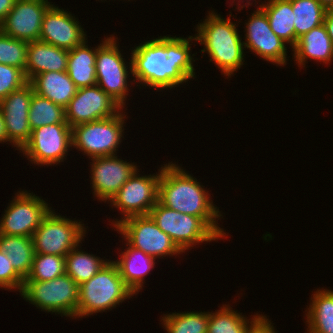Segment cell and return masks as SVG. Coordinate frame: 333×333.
Instances as JSON below:
<instances>
[{
	"mask_svg": "<svg viewBox=\"0 0 333 333\" xmlns=\"http://www.w3.org/2000/svg\"><path fill=\"white\" fill-rule=\"evenodd\" d=\"M192 41H197L195 35L188 38L164 35L134 46L130 58L136 87L171 90L195 79L193 62L198 59L193 58L196 55L191 51Z\"/></svg>",
	"mask_w": 333,
	"mask_h": 333,
	"instance_id": "1",
	"label": "cell"
},
{
	"mask_svg": "<svg viewBox=\"0 0 333 333\" xmlns=\"http://www.w3.org/2000/svg\"><path fill=\"white\" fill-rule=\"evenodd\" d=\"M164 165V166H163ZM161 165L158 201L175 211L200 217L220 238L226 239L227 232L219 227L223 216L211 200L209 191L178 163Z\"/></svg>",
	"mask_w": 333,
	"mask_h": 333,
	"instance_id": "2",
	"label": "cell"
},
{
	"mask_svg": "<svg viewBox=\"0 0 333 333\" xmlns=\"http://www.w3.org/2000/svg\"><path fill=\"white\" fill-rule=\"evenodd\" d=\"M211 11V12H210ZM207 11L205 20L195 26L196 42L203 46L200 53H208L221 73L231 78L245 63V47L238 24L231 21L232 13L226 19L214 10Z\"/></svg>",
	"mask_w": 333,
	"mask_h": 333,
	"instance_id": "3",
	"label": "cell"
},
{
	"mask_svg": "<svg viewBox=\"0 0 333 333\" xmlns=\"http://www.w3.org/2000/svg\"><path fill=\"white\" fill-rule=\"evenodd\" d=\"M134 295L110 259L92 278L79 285L77 318L113 310Z\"/></svg>",
	"mask_w": 333,
	"mask_h": 333,
	"instance_id": "4",
	"label": "cell"
},
{
	"mask_svg": "<svg viewBox=\"0 0 333 333\" xmlns=\"http://www.w3.org/2000/svg\"><path fill=\"white\" fill-rule=\"evenodd\" d=\"M117 40L118 37L116 38L112 34L109 37H105L101 41L102 43L98 44L95 62L96 82L101 89L124 109L129 95L128 92L130 91L129 87H132L135 81H129V77H133L132 62L131 59H128L129 62H127L123 58L124 55L119 49Z\"/></svg>",
	"mask_w": 333,
	"mask_h": 333,
	"instance_id": "5",
	"label": "cell"
},
{
	"mask_svg": "<svg viewBox=\"0 0 333 333\" xmlns=\"http://www.w3.org/2000/svg\"><path fill=\"white\" fill-rule=\"evenodd\" d=\"M20 295L45 313L77 318L79 285L66 273L50 281H24Z\"/></svg>",
	"mask_w": 333,
	"mask_h": 333,
	"instance_id": "6",
	"label": "cell"
},
{
	"mask_svg": "<svg viewBox=\"0 0 333 333\" xmlns=\"http://www.w3.org/2000/svg\"><path fill=\"white\" fill-rule=\"evenodd\" d=\"M126 114L122 109L113 117L72 127V148L90 159L117 155L124 138Z\"/></svg>",
	"mask_w": 333,
	"mask_h": 333,
	"instance_id": "7",
	"label": "cell"
},
{
	"mask_svg": "<svg viewBox=\"0 0 333 333\" xmlns=\"http://www.w3.org/2000/svg\"><path fill=\"white\" fill-rule=\"evenodd\" d=\"M148 215L183 253L198 244L218 242L221 239L200 217L180 213L159 201Z\"/></svg>",
	"mask_w": 333,
	"mask_h": 333,
	"instance_id": "8",
	"label": "cell"
},
{
	"mask_svg": "<svg viewBox=\"0 0 333 333\" xmlns=\"http://www.w3.org/2000/svg\"><path fill=\"white\" fill-rule=\"evenodd\" d=\"M50 211L42 219L32 239L34 252L66 256L72 249L84 241L87 227L80 220H73Z\"/></svg>",
	"mask_w": 333,
	"mask_h": 333,
	"instance_id": "9",
	"label": "cell"
},
{
	"mask_svg": "<svg viewBox=\"0 0 333 333\" xmlns=\"http://www.w3.org/2000/svg\"><path fill=\"white\" fill-rule=\"evenodd\" d=\"M153 175H141L139 170L126 181L108 202L109 206L120 210L121 218H113L111 225L115 227L120 221L130 216L148 215L158 202L161 167ZM141 175V176H140ZM113 206V207H112Z\"/></svg>",
	"mask_w": 333,
	"mask_h": 333,
	"instance_id": "10",
	"label": "cell"
},
{
	"mask_svg": "<svg viewBox=\"0 0 333 333\" xmlns=\"http://www.w3.org/2000/svg\"><path fill=\"white\" fill-rule=\"evenodd\" d=\"M113 229L122 235V242L125 239L124 241L131 247L155 259L183 254L170 236L164 233L149 215L127 217Z\"/></svg>",
	"mask_w": 333,
	"mask_h": 333,
	"instance_id": "11",
	"label": "cell"
},
{
	"mask_svg": "<svg viewBox=\"0 0 333 333\" xmlns=\"http://www.w3.org/2000/svg\"><path fill=\"white\" fill-rule=\"evenodd\" d=\"M70 148L72 128L69 124H51L32 130L29 142L18 153H23L35 166L48 167L64 163Z\"/></svg>",
	"mask_w": 333,
	"mask_h": 333,
	"instance_id": "12",
	"label": "cell"
},
{
	"mask_svg": "<svg viewBox=\"0 0 333 333\" xmlns=\"http://www.w3.org/2000/svg\"><path fill=\"white\" fill-rule=\"evenodd\" d=\"M14 194L1 216L0 234L32 237L52 207L33 192L20 189Z\"/></svg>",
	"mask_w": 333,
	"mask_h": 333,
	"instance_id": "13",
	"label": "cell"
},
{
	"mask_svg": "<svg viewBox=\"0 0 333 333\" xmlns=\"http://www.w3.org/2000/svg\"><path fill=\"white\" fill-rule=\"evenodd\" d=\"M263 1L245 22V49L255 53L260 59L276 66L287 65V43L278 37L271 29L266 13L261 9Z\"/></svg>",
	"mask_w": 333,
	"mask_h": 333,
	"instance_id": "14",
	"label": "cell"
},
{
	"mask_svg": "<svg viewBox=\"0 0 333 333\" xmlns=\"http://www.w3.org/2000/svg\"><path fill=\"white\" fill-rule=\"evenodd\" d=\"M123 108L98 85L78 88L65 108L66 122L74 126L113 117Z\"/></svg>",
	"mask_w": 333,
	"mask_h": 333,
	"instance_id": "15",
	"label": "cell"
},
{
	"mask_svg": "<svg viewBox=\"0 0 333 333\" xmlns=\"http://www.w3.org/2000/svg\"><path fill=\"white\" fill-rule=\"evenodd\" d=\"M90 188L98 201L108 203L126 181L136 172L138 166L118 155L91 158Z\"/></svg>",
	"mask_w": 333,
	"mask_h": 333,
	"instance_id": "16",
	"label": "cell"
},
{
	"mask_svg": "<svg viewBox=\"0 0 333 333\" xmlns=\"http://www.w3.org/2000/svg\"><path fill=\"white\" fill-rule=\"evenodd\" d=\"M33 93V86L28 82L0 101L8 142L19 152L32 135L28 114Z\"/></svg>",
	"mask_w": 333,
	"mask_h": 333,
	"instance_id": "17",
	"label": "cell"
},
{
	"mask_svg": "<svg viewBox=\"0 0 333 333\" xmlns=\"http://www.w3.org/2000/svg\"><path fill=\"white\" fill-rule=\"evenodd\" d=\"M51 5L48 0H16L0 23V31L27 42L39 40L44 14Z\"/></svg>",
	"mask_w": 333,
	"mask_h": 333,
	"instance_id": "18",
	"label": "cell"
},
{
	"mask_svg": "<svg viewBox=\"0 0 333 333\" xmlns=\"http://www.w3.org/2000/svg\"><path fill=\"white\" fill-rule=\"evenodd\" d=\"M71 13L53 3L44 14L39 40L68 51L87 40L86 31Z\"/></svg>",
	"mask_w": 333,
	"mask_h": 333,
	"instance_id": "19",
	"label": "cell"
},
{
	"mask_svg": "<svg viewBox=\"0 0 333 333\" xmlns=\"http://www.w3.org/2000/svg\"><path fill=\"white\" fill-rule=\"evenodd\" d=\"M292 51V58L299 68H305L308 59L325 65L333 61V44L324 24L299 37Z\"/></svg>",
	"mask_w": 333,
	"mask_h": 333,
	"instance_id": "20",
	"label": "cell"
},
{
	"mask_svg": "<svg viewBox=\"0 0 333 333\" xmlns=\"http://www.w3.org/2000/svg\"><path fill=\"white\" fill-rule=\"evenodd\" d=\"M68 50L40 40L28 42L25 77L29 82L43 72L67 71Z\"/></svg>",
	"mask_w": 333,
	"mask_h": 333,
	"instance_id": "21",
	"label": "cell"
},
{
	"mask_svg": "<svg viewBox=\"0 0 333 333\" xmlns=\"http://www.w3.org/2000/svg\"><path fill=\"white\" fill-rule=\"evenodd\" d=\"M126 248L121 251L119 258L113 260L118 267L120 276L135 295L145 286V276L155 267V258L131 247L126 241Z\"/></svg>",
	"mask_w": 333,
	"mask_h": 333,
	"instance_id": "22",
	"label": "cell"
},
{
	"mask_svg": "<svg viewBox=\"0 0 333 333\" xmlns=\"http://www.w3.org/2000/svg\"><path fill=\"white\" fill-rule=\"evenodd\" d=\"M29 83L36 94L64 108L68 106L78 89L66 71L43 72L34 76Z\"/></svg>",
	"mask_w": 333,
	"mask_h": 333,
	"instance_id": "23",
	"label": "cell"
},
{
	"mask_svg": "<svg viewBox=\"0 0 333 333\" xmlns=\"http://www.w3.org/2000/svg\"><path fill=\"white\" fill-rule=\"evenodd\" d=\"M96 55L97 46L89 47L88 40L68 51L66 72L77 88L97 85Z\"/></svg>",
	"mask_w": 333,
	"mask_h": 333,
	"instance_id": "24",
	"label": "cell"
},
{
	"mask_svg": "<svg viewBox=\"0 0 333 333\" xmlns=\"http://www.w3.org/2000/svg\"><path fill=\"white\" fill-rule=\"evenodd\" d=\"M305 310V333H333V291L324 287L312 291L310 304Z\"/></svg>",
	"mask_w": 333,
	"mask_h": 333,
	"instance_id": "25",
	"label": "cell"
},
{
	"mask_svg": "<svg viewBox=\"0 0 333 333\" xmlns=\"http://www.w3.org/2000/svg\"><path fill=\"white\" fill-rule=\"evenodd\" d=\"M261 9L266 13L272 31L292 49L295 46V28L291 1L264 0Z\"/></svg>",
	"mask_w": 333,
	"mask_h": 333,
	"instance_id": "26",
	"label": "cell"
},
{
	"mask_svg": "<svg viewBox=\"0 0 333 333\" xmlns=\"http://www.w3.org/2000/svg\"><path fill=\"white\" fill-rule=\"evenodd\" d=\"M0 249L11 261L15 271L25 280L35 254L32 237L0 234Z\"/></svg>",
	"mask_w": 333,
	"mask_h": 333,
	"instance_id": "27",
	"label": "cell"
},
{
	"mask_svg": "<svg viewBox=\"0 0 333 333\" xmlns=\"http://www.w3.org/2000/svg\"><path fill=\"white\" fill-rule=\"evenodd\" d=\"M237 311L228 303L215 312H209L207 333H248L252 323L261 315L256 312L252 318H248Z\"/></svg>",
	"mask_w": 333,
	"mask_h": 333,
	"instance_id": "28",
	"label": "cell"
},
{
	"mask_svg": "<svg viewBox=\"0 0 333 333\" xmlns=\"http://www.w3.org/2000/svg\"><path fill=\"white\" fill-rule=\"evenodd\" d=\"M79 244L65 256L66 274L78 285L92 278L108 261L95 254L81 250Z\"/></svg>",
	"mask_w": 333,
	"mask_h": 333,
	"instance_id": "29",
	"label": "cell"
},
{
	"mask_svg": "<svg viewBox=\"0 0 333 333\" xmlns=\"http://www.w3.org/2000/svg\"><path fill=\"white\" fill-rule=\"evenodd\" d=\"M160 322L165 333H207L209 311H184L163 314Z\"/></svg>",
	"mask_w": 333,
	"mask_h": 333,
	"instance_id": "30",
	"label": "cell"
},
{
	"mask_svg": "<svg viewBox=\"0 0 333 333\" xmlns=\"http://www.w3.org/2000/svg\"><path fill=\"white\" fill-rule=\"evenodd\" d=\"M28 121L31 130L51 124H68L64 107L35 92L31 98Z\"/></svg>",
	"mask_w": 333,
	"mask_h": 333,
	"instance_id": "31",
	"label": "cell"
},
{
	"mask_svg": "<svg viewBox=\"0 0 333 333\" xmlns=\"http://www.w3.org/2000/svg\"><path fill=\"white\" fill-rule=\"evenodd\" d=\"M294 12L295 45L298 38L324 23L326 10L316 0H290Z\"/></svg>",
	"mask_w": 333,
	"mask_h": 333,
	"instance_id": "32",
	"label": "cell"
},
{
	"mask_svg": "<svg viewBox=\"0 0 333 333\" xmlns=\"http://www.w3.org/2000/svg\"><path fill=\"white\" fill-rule=\"evenodd\" d=\"M66 273L65 256L35 253L24 281H50Z\"/></svg>",
	"mask_w": 333,
	"mask_h": 333,
	"instance_id": "33",
	"label": "cell"
},
{
	"mask_svg": "<svg viewBox=\"0 0 333 333\" xmlns=\"http://www.w3.org/2000/svg\"><path fill=\"white\" fill-rule=\"evenodd\" d=\"M28 42L12 38L0 31V63L17 67L25 74Z\"/></svg>",
	"mask_w": 333,
	"mask_h": 333,
	"instance_id": "34",
	"label": "cell"
},
{
	"mask_svg": "<svg viewBox=\"0 0 333 333\" xmlns=\"http://www.w3.org/2000/svg\"><path fill=\"white\" fill-rule=\"evenodd\" d=\"M27 83L28 81L21 69L0 63V101Z\"/></svg>",
	"mask_w": 333,
	"mask_h": 333,
	"instance_id": "35",
	"label": "cell"
},
{
	"mask_svg": "<svg viewBox=\"0 0 333 333\" xmlns=\"http://www.w3.org/2000/svg\"><path fill=\"white\" fill-rule=\"evenodd\" d=\"M24 279L15 271L11 261L0 249V288L21 292Z\"/></svg>",
	"mask_w": 333,
	"mask_h": 333,
	"instance_id": "36",
	"label": "cell"
},
{
	"mask_svg": "<svg viewBox=\"0 0 333 333\" xmlns=\"http://www.w3.org/2000/svg\"><path fill=\"white\" fill-rule=\"evenodd\" d=\"M268 316L261 314L251 325L248 333H277L274 328V323L271 322Z\"/></svg>",
	"mask_w": 333,
	"mask_h": 333,
	"instance_id": "37",
	"label": "cell"
},
{
	"mask_svg": "<svg viewBox=\"0 0 333 333\" xmlns=\"http://www.w3.org/2000/svg\"><path fill=\"white\" fill-rule=\"evenodd\" d=\"M323 24L325 25L327 33L333 44V8L326 10Z\"/></svg>",
	"mask_w": 333,
	"mask_h": 333,
	"instance_id": "38",
	"label": "cell"
},
{
	"mask_svg": "<svg viewBox=\"0 0 333 333\" xmlns=\"http://www.w3.org/2000/svg\"><path fill=\"white\" fill-rule=\"evenodd\" d=\"M16 0H0V23L13 8Z\"/></svg>",
	"mask_w": 333,
	"mask_h": 333,
	"instance_id": "39",
	"label": "cell"
},
{
	"mask_svg": "<svg viewBox=\"0 0 333 333\" xmlns=\"http://www.w3.org/2000/svg\"><path fill=\"white\" fill-rule=\"evenodd\" d=\"M0 143L9 144L6 129H5V121H4V117L2 114L1 108H0Z\"/></svg>",
	"mask_w": 333,
	"mask_h": 333,
	"instance_id": "40",
	"label": "cell"
},
{
	"mask_svg": "<svg viewBox=\"0 0 333 333\" xmlns=\"http://www.w3.org/2000/svg\"><path fill=\"white\" fill-rule=\"evenodd\" d=\"M232 1V2H231ZM236 1V2H235ZM250 1H252V0H245V4H244V0H230V2L231 3H229V4H231V6H233L234 4L237 6L236 8H235V10L237 9L238 11H241L242 9H244V7H247V8H249V6L250 5H252L253 6V1H255V6L258 4V2L260 1L261 2V0H259V1H256V0H253L252 1V3L250 2ZM243 3V5H241L242 3ZM257 2V3H256ZM234 3V4H233ZM247 4V5H246Z\"/></svg>",
	"mask_w": 333,
	"mask_h": 333,
	"instance_id": "41",
	"label": "cell"
},
{
	"mask_svg": "<svg viewBox=\"0 0 333 333\" xmlns=\"http://www.w3.org/2000/svg\"><path fill=\"white\" fill-rule=\"evenodd\" d=\"M325 10L333 8V0H316Z\"/></svg>",
	"mask_w": 333,
	"mask_h": 333,
	"instance_id": "42",
	"label": "cell"
}]
</instances>
